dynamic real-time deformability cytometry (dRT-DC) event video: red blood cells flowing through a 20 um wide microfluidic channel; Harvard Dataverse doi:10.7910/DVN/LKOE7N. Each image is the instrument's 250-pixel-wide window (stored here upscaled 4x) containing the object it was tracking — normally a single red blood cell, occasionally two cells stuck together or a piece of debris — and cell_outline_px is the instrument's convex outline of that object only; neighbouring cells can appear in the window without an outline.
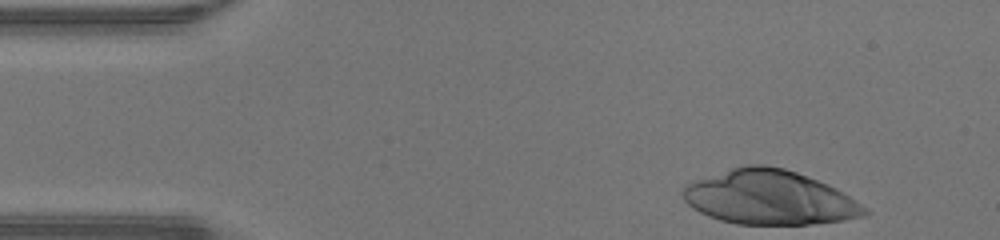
{"species": "human", "species_latin": "Homo sapiens", "temperature_condition": "warm", "stored_images_in_passage": 35, "camera_frame_rate_fps": 3000, "um_per_image_px": 0.085, "donor": {"sex": "male"}, "frame": {"image": 1, "passage_image": 1, "time_ms": 0.0, "image_size_px": [1000, 240], "cell_outline_px": [[872, 212], [864, 216], [844, 220], [812, 224], [736, 224], [720, 220], [708, 216], [692, 208], [684, 200], [680, 192], [684, 184], [732, 168], [748, 164], [764, 164], [784, 168], [796, 172], [828, 184], [836, 188]], "centroid_in_image_um": [65.38, 16.79], "position_along_channel_um": 19.6, "area_um2": 57.45}}
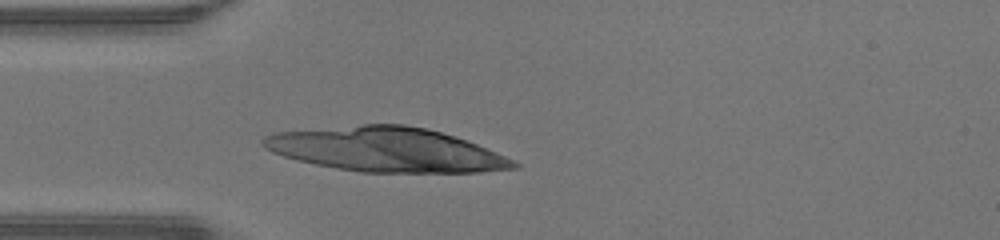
{"frame": {"image": 2, "passage_image": 9, "time_ms": 2.667, "image_size_px": [1000, 240], "cell_outline_px": [[520, 168], [480, 172], [360, 172], [336, 168], [296, 160], [272, 152], [264, 148], [260, 144], [260, 140], [264, 136], [276, 132], [360, 124], [404, 124], [424, 128], [456, 136], [468, 140], [516, 160], [520, 164]], "centroid_in_image_um": [32.84, 12.71], "position_along_channel_um": 52.2, "area_um2": 64.97}}